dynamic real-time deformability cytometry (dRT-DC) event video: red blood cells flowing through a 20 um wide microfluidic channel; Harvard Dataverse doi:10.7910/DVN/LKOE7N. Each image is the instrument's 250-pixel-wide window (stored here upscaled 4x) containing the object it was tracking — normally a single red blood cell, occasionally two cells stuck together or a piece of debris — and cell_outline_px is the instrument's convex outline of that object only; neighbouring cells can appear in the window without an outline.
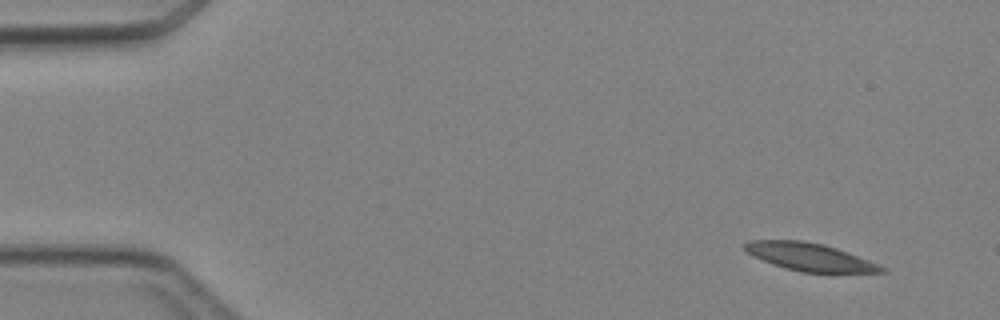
{"species": "Egyptian fruit bat (a non-hibernating species)", "species_latin": "Rousettus aegyptiacus", "temperature_condition": "cold", "stored_images_in_passage": 5, "camera_frame_rate_fps": 3000, "um_per_image_px": 0.085, "animal": {"sex": "female"}, "frame": {"image": 1, "passage_image": 1, "time_ms": 0.0, "image_size_px": [1000, 320], "cell_outline_px": [[888, 272], [800, 272], [784, 268], [772, 264], [748, 252], [744, 248], [744, 244], [748, 240], [804, 240], [824, 244], [848, 252], [888, 268]], "centroid_in_image_um": [68.85, 21.83], "position_along_channel_um": 16.2, "area_um2": 21.96}}
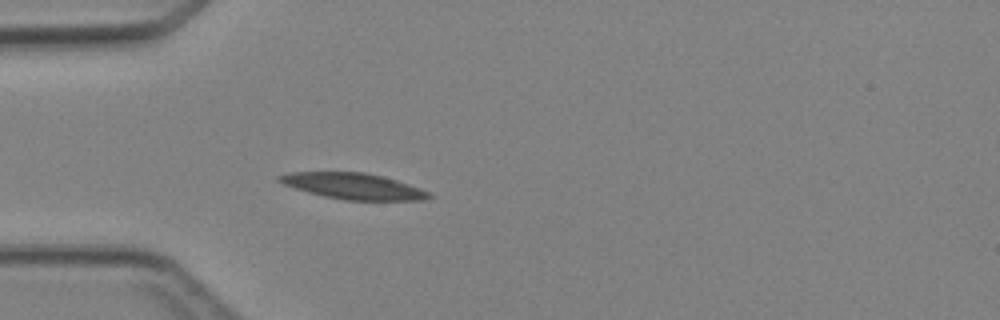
{"frame": {"image": 2, "passage_image": 4, "time_ms": 3.333, "image_size_px": [1000, 320], "cell_outline_px": [[436, 196], [424, 200], [344, 200], [324, 196], [308, 192], [284, 184], [276, 180], [276, 176], [288, 172], [364, 172], [384, 176], [432, 192]], "centroid_in_image_um": [30.07, 15.82], "position_along_channel_um": 54.9, "area_um2": 22.83}}